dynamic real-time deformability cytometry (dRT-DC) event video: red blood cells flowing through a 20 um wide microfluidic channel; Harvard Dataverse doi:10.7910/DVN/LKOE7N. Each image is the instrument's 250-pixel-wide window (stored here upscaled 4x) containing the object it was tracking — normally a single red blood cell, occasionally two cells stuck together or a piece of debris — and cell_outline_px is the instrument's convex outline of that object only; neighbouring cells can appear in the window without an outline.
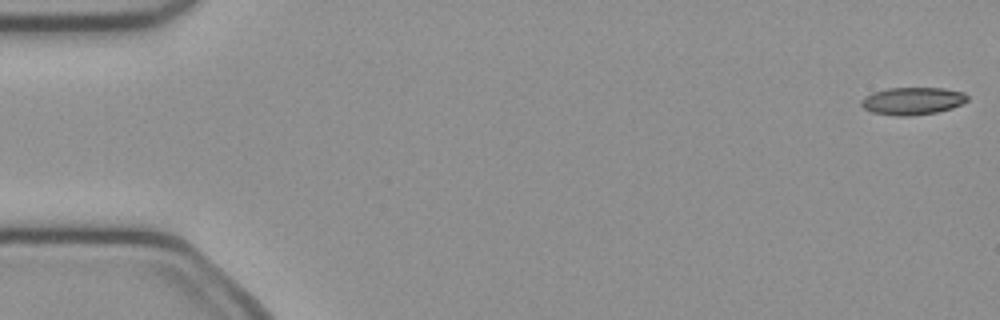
{"species": "common noctule bat (a hibernating species)", "species_latin": "Nyctalus noctula", "temperature_condition": "cold", "stored_images_in_passage": 45, "camera_frame_rate_fps": 3000, "um_per_image_px": 0.085, "animal": {"sex": "female", "body_mass_g": 21.9}, "frame": {"image": 1, "passage_image": 1, "time_ms": 0.0, "image_size_px": [1000, 320], "cell_outline_px": [[968, 100], [952, 108], [936, 112], [912, 116], [896, 116], [872, 112], [864, 108], [860, 104], [860, 100], [864, 96], [872, 92], [888, 88], [944, 88], [964, 92], [968, 96]], "centroid_in_image_um": [77.54, 8.58], "position_along_channel_um": 7.5, "area_um2": 17.11}}
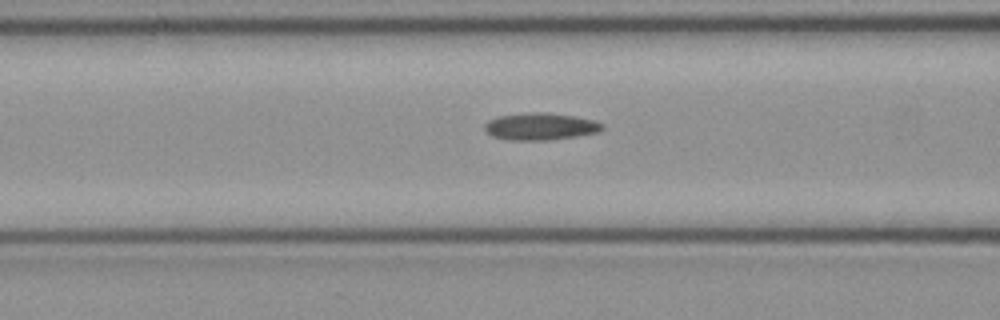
{"frame": {"image": 2, "passage_image": 20, "time_ms": 6.333, "image_size_px": [1000, 320], "cell_outline_px": [[604, 128], [600, 132], [576, 136], [548, 140], [508, 140], [492, 136], [484, 128], [484, 124], [488, 120], [496, 116], [528, 112], [548, 112], [576, 116], [596, 120], [604, 124]], "centroid_in_image_um": [45.96, 10.73], "position_along_channel_um": 120.6, "area_um2": 18.9}}
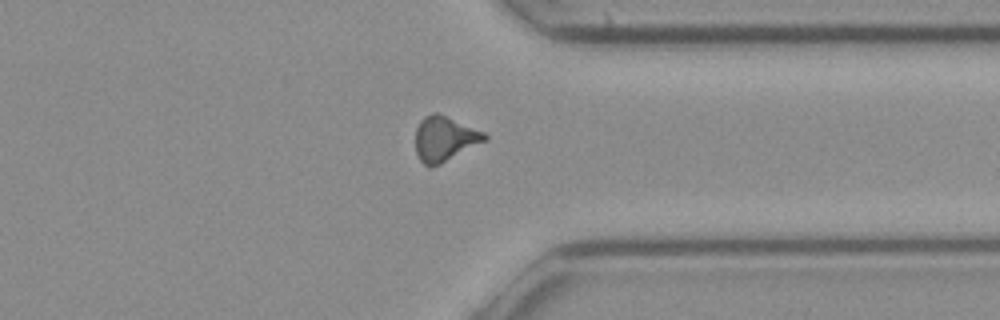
{"frame": {"image": 3, "passage_image": 39, "time_ms": 12.667, "image_size_px": [1000, 320], "cell_outline_px": [[488, 140], [432, 168], [424, 164], [420, 160], [416, 152], [416, 128], [420, 120], [424, 116], [432, 112], [436, 112], [484, 132], [488, 136]], "centroid_in_image_um": [37.78, 11.8], "position_along_channel_um": 373.6, "area_um2": 18.09}}